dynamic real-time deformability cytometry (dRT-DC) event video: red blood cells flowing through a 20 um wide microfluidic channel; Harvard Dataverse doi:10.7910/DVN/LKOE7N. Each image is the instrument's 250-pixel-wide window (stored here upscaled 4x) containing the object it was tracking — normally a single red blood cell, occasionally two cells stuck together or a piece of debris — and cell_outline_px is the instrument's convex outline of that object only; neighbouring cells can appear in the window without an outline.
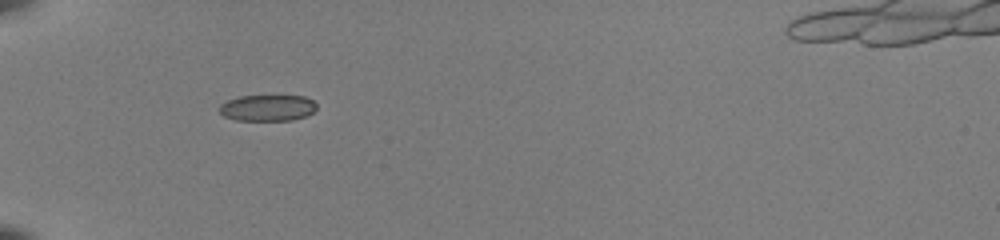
{"species": "common noctule bat (a hibernating species)", "species_latin": "Nyctalus noctula", "temperature_condition": "room temperature", "stored_images_in_passage": 34, "camera_frame_rate_fps": 3000, "um_per_image_px": 0.085, "animal": {"sex": "female", "body_mass_g": 22.0, "forearm_length_mm": 56.7}, "frame": {"image": 1, "passage_image": 1, "time_ms": 0.0, "image_size_px": [1000, 240], "cell_outline_px": [[316, 108], [312, 112], [304, 116], [292, 120], [236, 120], [224, 116], [220, 112], [220, 104], [228, 100], [240, 96], [304, 96], [312, 100], [316, 104]], "centroid_in_image_um": [22.73, 9.16], "position_along_channel_um": 62.3, "area_um2": 14.68}}
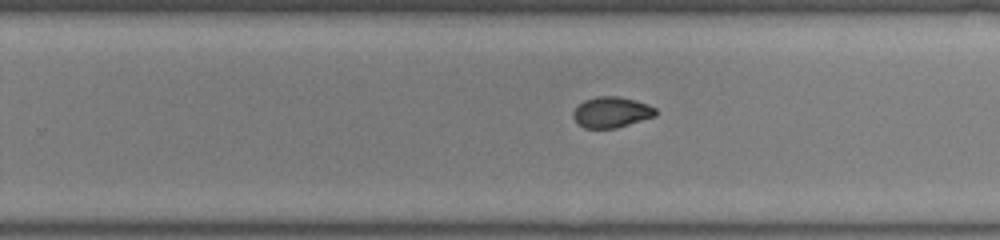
{"frame": {"image": 2, "passage_image": 18, "time_ms": 5.667, "image_size_px": [1000, 240], "cell_outline_px": [[656, 116], [616, 128], [584, 128], [572, 116], [572, 112], [584, 100], [596, 96], [616, 96], [648, 104], [656, 108]], "centroid_in_image_um": [51.98, 9.54], "position_along_channel_um": 277.8, "area_um2": 14.62}}
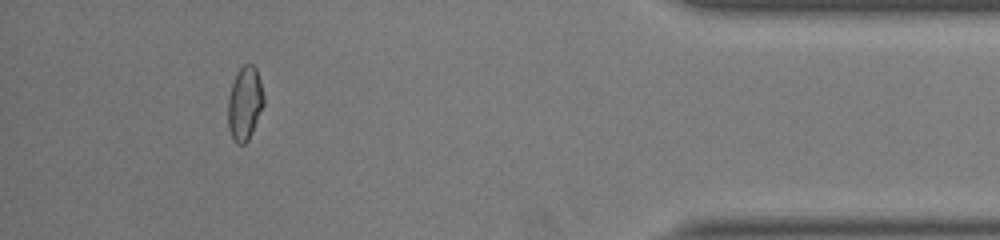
{"frame": {"image": 3, "passage_image": 31, "time_ms": 10.0, "image_size_px": [1000, 240], "cell_outline_px": [[264, 104], [252, 132], [248, 140], [244, 144], [236, 144], [232, 140], [228, 128], [228, 96], [236, 72], [244, 64], [252, 64], [256, 68], [260, 80], [264, 96]], "centroid_in_image_um": [20.79, 8.8], "position_along_channel_um": 414.4, "area_um2": 15.49}, "authors_computed_cell_mechanics": {"area_um2": 15.0858, "velocity_mm_per_s": 4.0219, "shape_relaxation_time_tau1_ms": null, "shape_relaxation_time_tau2_ms": 0.9923, "deformation_change_tau1": null, "deformation_change_tau2": 0.0446}}